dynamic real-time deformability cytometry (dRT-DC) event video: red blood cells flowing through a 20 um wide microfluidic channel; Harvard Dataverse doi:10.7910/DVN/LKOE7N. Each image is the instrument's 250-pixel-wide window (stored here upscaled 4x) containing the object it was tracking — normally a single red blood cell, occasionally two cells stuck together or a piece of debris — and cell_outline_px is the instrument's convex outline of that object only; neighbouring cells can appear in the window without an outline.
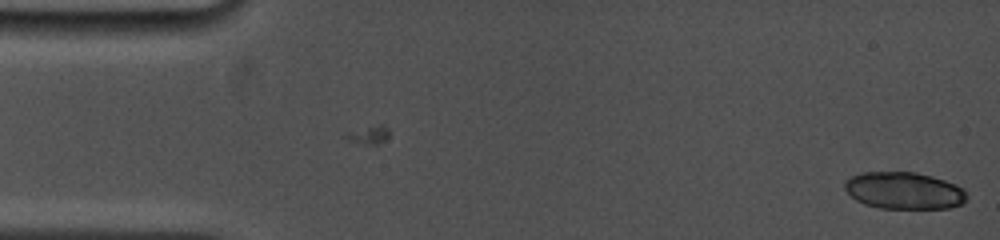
{"species": "common noctule bat (a hibernating species)", "species_latin": "Nyctalus noctula", "temperature_condition": "cold", "stored_images_in_passage": 4, "camera_frame_rate_fps": 5000, "um_per_image_px": 0.085, "animal": {"sex": "female", "body_mass_g": 19.0, "forearm_length_mm": 53.3}, "frame": {"image": 1, "passage_image": 4, "time_ms": 2.0, "image_size_px": [1000, 240], "cell_outline_px": [[968, 200], [964, 204], [948, 208], [880, 208], [864, 204], [856, 200], [844, 188], [844, 180], [852, 176], [864, 172], [916, 172], [932, 176], [956, 184], [964, 188], [968, 196]], "centroid_in_image_um": [76.89, 16.2], "position_along_channel_um": 8.1, "area_um2": 26.53}}